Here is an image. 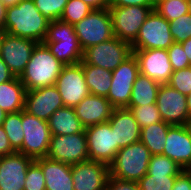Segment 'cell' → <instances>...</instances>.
I'll list each match as a JSON object with an SVG mask.
<instances>
[{"mask_svg":"<svg viewBox=\"0 0 191 190\" xmlns=\"http://www.w3.org/2000/svg\"><path fill=\"white\" fill-rule=\"evenodd\" d=\"M63 67L64 64L50 52L44 43H37L19 79L26 91L53 86Z\"/></svg>","mask_w":191,"mask_h":190,"instance_id":"cell-2","label":"cell"},{"mask_svg":"<svg viewBox=\"0 0 191 190\" xmlns=\"http://www.w3.org/2000/svg\"><path fill=\"white\" fill-rule=\"evenodd\" d=\"M35 161L42 168L46 190H73L71 165L47 157Z\"/></svg>","mask_w":191,"mask_h":190,"instance_id":"cell-23","label":"cell"},{"mask_svg":"<svg viewBox=\"0 0 191 190\" xmlns=\"http://www.w3.org/2000/svg\"><path fill=\"white\" fill-rule=\"evenodd\" d=\"M68 0H34L36 8L49 21L61 18Z\"/></svg>","mask_w":191,"mask_h":190,"instance_id":"cell-35","label":"cell"},{"mask_svg":"<svg viewBox=\"0 0 191 190\" xmlns=\"http://www.w3.org/2000/svg\"><path fill=\"white\" fill-rule=\"evenodd\" d=\"M139 74V63L134 53L112 71L107 99L114 108H126L129 105L133 83Z\"/></svg>","mask_w":191,"mask_h":190,"instance_id":"cell-10","label":"cell"},{"mask_svg":"<svg viewBox=\"0 0 191 190\" xmlns=\"http://www.w3.org/2000/svg\"><path fill=\"white\" fill-rule=\"evenodd\" d=\"M156 105L162 120L172 126L186 125L190 119L186 95L168 84L160 85Z\"/></svg>","mask_w":191,"mask_h":190,"instance_id":"cell-14","label":"cell"},{"mask_svg":"<svg viewBox=\"0 0 191 190\" xmlns=\"http://www.w3.org/2000/svg\"><path fill=\"white\" fill-rule=\"evenodd\" d=\"M176 176L146 173L137 183L140 190H172Z\"/></svg>","mask_w":191,"mask_h":190,"instance_id":"cell-33","label":"cell"},{"mask_svg":"<svg viewBox=\"0 0 191 190\" xmlns=\"http://www.w3.org/2000/svg\"><path fill=\"white\" fill-rule=\"evenodd\" d=\"M170 32L175 43H181L191 38V14H184L170 21Z\"/></svg>","mask_w":191,"mask_h":190,"instance_id":"cell-36","label":"cell"},{"mask_svg":"<svg viewBox=\"0 0 191 190\" xmlns=\"http://www.w3.org/2000/svg\"><path fill=\"white\" fill-rule=\"evenodd\" d=\"M113 109L107 98L92 94L86 96L74 107L75 114L85 128L107 122Z\"/></svg>","mask_w":191,"mask_h":190,"instance_id":"cell-22","label":"cell"},{"mask_svg":"<svg viewBox=\"0 0 191 190\" xmlns=\"http://www.w3.org/2000/svg\"><path fill=\"white\" fill-rule=\"evenodd\" d=\"M83 71L90 94L107 98L112 83V71L89 64H83Z\"/></svg>","mask_w":191,"mask_h":190,"instance_id":"cell-27","label":"cell"},{"mask_svg":"<svg viewBox=\"0 0 191 190\" xmlns=\"http://www.w3.org/2000/svg\"><path fill=\"white\" fill-rule=\"evenodd\" d=\"M92 10L93 9L82 0H68L60 20L75 25Z\"/></svg>","mask_w":191,"mask_h":190,"instance_id":"cell-32","label":"cell"},{"mask_svg":"<svg viewBox=\"0 0 191 190\" xmlns=\"http://www.w3.org/2000/svg\"><path fill=\"white\" fill-rule=\"evenodd\" d=\"M131 44L113 37L83 51L82 64L94 65L114 71L132 54Z\"/></svg>","mask_w":191,"mask_h":190,"instance_id":"cell-7","label":"cell"},{"mask_svg":"<svg viewBox=\"0 0 191 190\" xmlns=\"http://www.w3.org/2000/svg\"><path fill=\"white\" fill-rule=\"evenodd\" d=\"M155 10L169 22L189 13L187 0H155Z\"/></svg>","mask_w":191,"mask_h":190,"instance_id":"cell-31","label":"cell"},{"mask_svg":"<svg viewBox=\"0 0 191 190\" xmlns=\"http://www.w3.org/2000/svg\"><path fill=\"white\" fill-rule=\"evenodd\" d=\"M73 26L83 51L115 37L108 8L92 10L85 18Z\"/></svg>","mask_w":191,"mask_h":190,"instance_id":"cell-5","label":"cell"},{"mask_svg":"<svg viewBox=\"0 0 191 190\" xmlns=\"http://www.w3.org/2000/svg\"><path fill=\"white\" fill-rule=\"evenodd\" d=\"M25 86L19 77L0 84V108L8 113L24 110Z\"/></svg>","mask_w":191,"mask_h":190,"instance_id":"cell-25","label":"cell"},{"mask_svg":"<svg viewBox=\"0 0 191 190\" xmlns=\"http://www.w3.org/2000/svg\"><path fill=\"white\" fill-rule=\"evenodd\" d=\"M186 98H187V108H188V111H189V116L191 118V92H190V94H188L186 96Z\"/></svg>","mask_w":191,"mask_h":190,"instance_id":"cell-49","label":"cell"},{"mask_svg":"<svg viewBox=\"0 0 191 190\" xmlns=\"http://www.w3.org/2000/svg\"><path fill=\"white\" fill-rule=\"evenodd\" d=\"M188 1V11L191 14V0H187Z\"/></svg>","mask_w":191,"mask_h":190,"instance_id":"cell-53","label":"cell"},{"mask_svg":"<svg viewBox=\"0 0 191 190\" xmlns=\"http://www.w3.org/2000/svg\"><path fill=\"white\" fill-rule=\"evenodd\" d=\"M106 190H140L138 183L129 180H121L109 175Z\"/></svg>","mask_w":191,"mask_h":190,"instance_id":"cell-40","label":"cell"},{"mask_svg":"<svg viewBox=\"0 0 191 190\" xmlns=\"http://www.w3.org/2000/svg\"><path fill=\"white\" fill-rule=\"evenodd\" d=\"M4 34H5V30L2 27H0V45H1V41H2Z\"/></svg>","mask_w":191,"mask_h":190,"instance_id":"cell-52","label":"cell"},{"mask_svg":"<svg viewBox=\"0 0 191 190\" xmlns=\"http://www.w3.org/2000/svg\"><path fill=\"white\" fill-rule=\"evenodd\" d=\"M162 155L172 159L185 170L191 168V137L185 125L171 126L168 129Z\"/></svg>","mask_w":191,"mask_h":190,"instance_id":"cell-20","label":"cell"},{"mask_svg":"<svg viewBox=\"0 0 191 190\" xmlns=\"http://www.w3.org/2000/svg\"><path fill=\"white\" fill-rule=\"evenodd\" d=\"M22 128L24 131V139L22 148L18 152L34 160L47 157L51 140L48 121L39 119L23 110Z\"/></svg>","mask_w":191,"mask_h":190,"instance_id":"cell-8","label":"cell"},{"mask_svg":"<svg viewBox=\"0 0 191 190\" xmlns=\"http://www.w3.org/2000/svg\"><path fill=\"white\" fill-rule=\"evenodd\" d=\"M62 107L64 104L55 85L26 91L24 110L39 119L48 121Z\"/></svg>","mask_w":191,"mask_h":190,"instance_id":"cell-18","label":"cell"},{"mask_svg":"<svg viewBox=\"0 0 191 190\" xmlns=\"http://www.w3.org/2000/svg\"><path fill=\"white\" fill-rule=\"evenodd\" d=\"M47 158L68 165L89 161L85 132L51 135Z\"/></svg>","mask_w":191,"mask_h":190,"instance_id":"cell-11","label":"cell"},{"mask_svg":"<svg viewBox=\"0 0 191 190\" xmlns=\"http://www.w3.org/2000/svg\"><path fill=\"white\" fill-rule=\"evenodd\" d=\"M2 127L9 139L11 147L18 152L22 148L24 131L22 128V111L8 113Z\"/></svg>","mask_w":191,"mask_h":190,"instance_id":"cell-29","label":"cell"},{"mask_svg":"<svg viewBox=\"0 0 191 190\" xmlns=\"http://www.w3.org/2000/svg\"><path fill=\"white\" fill-rule=\"evenodd\" d=\"M170 87L176 89L183 95L191 92V66L172 72L169 82Z\"/></svg>","mask_w":191,"mask_h":190,"instance_id":"cell-37","label":"cell"},{"mask_svg":"<svg viewBox=\"0 0 191 190\" xmlns=\"http://www.w3.org/2000/svg\"><path fill=\"white\" fill-rule=\"evenodd\" d=\"M174 43L170 22L156 10H152L139 29L137 38L131 43L134 50L168 49Z\"/></svg>","mask_w":191,"mask_h":190,"instance_id":"cell-6","label":"cell"},{"mask_svg":"<svg viewBox=\"0 0 191 190\" xmlns=\"http://www.w3.org/2000/svg\"><path fill=\"white\" fill-rule=\"evenodd\" d=\"M16 152L9 142V139L3 129V127H0V157L9 155Z\"/></svg>","mask_w":191,"mask_h":190,"instance_id":"cell-43","label":"cell"},{"mask_svg":"<svg viewBox=\"0 0 191 190\" xmlns=\"http://www.w3.org/2000/svg\"><path fill=\"white\" fill-rule=\"evenodd\" d=\"M24 190H46L42 168L35 160L27 169Z\"/></svg>","mask_w":191,"mask_h":190,"instance_id":"cell-38","label":"cell"},{"mask_svg":"<svg viewBox=\"0 0 191 190\" xmlns=\"http://www.w3.org/2000/svg\"><path fill=\"white\" fill-rule=\"evenodd\" d=\"M43 43L64 65L77 64L83 59V50L74 31V26L60 19L49 21Z\"/></svg>","mask_w":191,"mask_h":190,"instance_id":"cell-3","label":"cell"},{"mask_svg":"<svg viewBox=\"0 0 191 190\" xmlns=\"http://www.w3.org/2000/svg\"><path fill=\"white\" fill-rule=\"evenodd\" d=\"M150 158L149 149L141 141L121 148L109 165L110 176L138 182L147 173Z\"/></svg>","mask_w":191,"mask_h":190,"instance_id":"cell-4","label":"cell"},{"mask_svg":"<svg viewBox=\"0 0 191 190\" xmlns=\"http://www.w3.org/2000/svg\"><path fill=\"white\" fill-rule=\"evenodd\" d=\"M108 122L114 132L115 144L119 145V150L140 141L141 127L129 109L114 108Z\"/></svg>","mask_w":191,"mask_h":190,"instance_id":"cell-21","label":"cell"},{"mask_svg":"<svg viewBox=\"0 0 191 190\" xmlns=\"http://www.w3.org/2000/svg\"><path fill=\"white\" fill-rule=\"evenodd\" d=\"M126 108L133 113L141 128L163 121L156 104Z\"/></svg>","mask_w":191,"mask_h":190,"instance_id":"cell-34","label":"cell"},{"mask_svg":"<svg viewBox=\"0 0 191 190\" xmlns=\"http://www.w3.org/2000/svg\"><path fill=\"white\" fill-rule=\"evenodd\" d=\"M172 190H191V171L183 169L175 178Z\"/></svg>","mask_w":191,"mask_h":190,"instance_id":"cell-41","label":"cell"},{"mask_svg":"<svg viewBox=\"0 0 191 190\" xmlns=\"http://www.w3.org/2000/svg\"><path fill=\"white\" fill-rule=\"evenodd\" d=\"M89 160L110 165L119 151L109 122L85 128Z\"/></svg>","mask_w":191,"mask_h":190,"instance_id":"cell-13","label":"cell"},{"mask_svg":"<svg viewBox=\"0 0 191 190\" xmlns=\"http://www.w3.org/2000/svg\"><path fill=\"white\" fill-rule=\"evenodd\" d=\"M181 45L191 65V38H188L187 40L181 42Z\"/></svg>","mask_w":191,"mask_h":190,"instance_id":"cell-46","label":"cell"},{"mask_svg":"<svg viewBox=\"0 0 191 190\" xmlns=\"http://www.w3.org/2000/svg\"><path fill=\"white\" fill-rule=\"evenodd\" d=\"M36 44L35 40L5 32L0 45V56L15 77H20L24 72Z\"/></svg>","mask_w":191,"mask_h":190,"instance_id":"cell-15","label":"cell"},{"mask_svg":"<svg viewBox=\"0 0 191 190\" xmlns=\"http://www.w3.org/2000/svg\"><path fill=\"white\" fill-rule=\"evenodd\" d=\"M7 113L0 108V127L2 126Z\"/></svg>","mask_w":191,"mask_h":190,"instance_id":"cell-50","label":"cell"},{"mask_svg":"<svg viewBox=\"0 0 191 190\" xmlns=\"http://www.w3.org/2000/svg\"><path fill=\"white\" fill-rule=\"evenodd\" d=\"M183 168L165 155H151L148 171L149 175H178Z\"/></svg>","mask_w":191,"mask_h":190,"instance_id":"cell-30","label":"cell"},{"mask_svg":"<svg viewBox=\"0 0 191 190\" xmlns=\"http://www.w3.org/2000/svg\"><path fill=\"white\" fill-rule=\"evenodd\" d=\"M84 3L89 5L93 10H100L108 8L109 0H82Z\"/></svg>","mask_w":191,"mask_h":190,"instance_id":"cell-45","label":"cell"},{"mask_svg":"<svg viewBox=\"0 0 191 190\" xmlns=\"http://www.w3.org/2000/svg\"><path fill=\"white\" fill-rule=\"evenodd\" d=\"M14 78H15V76L9 70L8 66L2 60V58L0 56V84L4 83V82H7V81H10V80H12Z\"/></svg>","mask_w":191,"mask_h":190,"instance_id":"cell-44","label":"cell"},{"mask_svg":"<svg viewBox=\"0 0 191 190\" xmlns=\"http://www.w3.org/2000/svg\"><path fill=\"white\" fill-rule=\"evenodd\" d=\"M171 126L160 121L141 128L140 141L149 149L151 155L163 154L168 129Z\"/></svg>","mask_w":191,"mask_h":190,"instance_id":"cell-28","label":"cell"},{"mask_svg":"<svg viewBox=\"0 0 191 190\" xmlns=\"http://www.w3.org/2000/svg\"><path fill=\"white\" fill-rule=\"evenodd\" d=\"M185 126H186V128L190 134V137H191V118L187 121Z\"/></svg>","mask_w":191,"mask_h":190,"instance_id":"cell-51","label":"cell"},{"mask_svg":"<svg viewBox=\"0 0 191 190\" xmlns=\"http://www.w3.org/2000/svg\"><path fill=\"white\" fill-rule=\"evenodd\" d=\"M147 6V7H155V0H109V6Z\"/></svg>","mask_w":191,"mask_h":190,"instance_id":"cell-42","label":"cell"},{"mask_svg":"<svg viewBox=\"0 0 191 190\" xmlns=\"http://www.w3.org/2000/svg\"><path fill=\"white\" fill-rule=\"evenodd\" d=\"M33 161L20 152L0 157V190H24L27 169Z\"/></svg>","mask_w":191,"mask_h":190,"instance_id":"cell-19","label":"cell"},{"mask_svg":"<svg viewBox=\"0 0 191 190\" xmlns=\"http://www.w3.org/2000/svg\"><path fill=\"white\" fill-rule=\"evenodd\" d=\"M73 190H106L109 165L99 161H85L71 165Z\"/></svg>","mask_w":191,"mask_h":190,"instance_id":"cell-16","label":"cell"},{"mask_svg":"<svg viewBox=\"0 0 191 190\" xmlns=\"http://www.w3.org/2000/svg\"><path fill=\"white\" fill-rule=\"evenodd\" d=\"M167 53L173 71L187 68L190 65L186 53L183 50L181 43H173L168 49Z\"/></svg>","mask_w":191,"mask_h":190,"instance_id":"cell-39","label":"cell"},{"mask_svg":"<svg viewBox=\"0 0 191 190\" xmlns=\"http://www.w3.org/2000/svg\"><path fill=\"white\" fill-rule=\"evenodd\" d=\"M5 16H6V6L0 0V27L2 28L4 27Z\"/></svg>","mask_w":191,"mask_h":190,"instance_id":"cell-47","label":"cell"},{"mask_svg":"<svg viewBox=\"0 0 191 190\" xmlns=\"http://www.w3.org/2000/svg\"><path fill=\"white\" fill-rule=\"evenodd\" d=\"M6 7L18 4L21 0H1Z\"/></svg>","mask_w":191,"mask_h":190,"instance_id":"cell-48","label":"cell"},{"mask_svg":"<svg viewBox=\"0 0 191 190\" xmlns=\"http://www.w3.org/2000/svg\"><path fill=\"white\" fill-rule=\"evenodd\" d=\"M48 126L51 135H67L85 132V127L78 119L72 107L64 106L57 109L48 119Z\"/></svg>","mask_w":191,"mask_h":190,"instance_id":"cell-24","label":"cell"},{"mask_svg":"<svg viewBox=\"0 0 191 190\" xmlns=\"http://www.w3.org/2000/svg\"><path fill=\"white\" fill-rule=\"evenodd\" d=\"M49 20L36 8L34 0H21L18 4L6 7L3 29L6 33L43 43Z\"/></svg>","mask_w":191,"mask_h":190,"instance_id":"cell-1","label":"cell"},{"mask_svg":"<svg viewBox=\"0 0 191 190\" xmlns=\"http://www.w3.org/2000/svg\"><path fill=\"white\" fill-rule=\"evenodd\" d=\"M114 36L130 44L137 38L139 29L155 7L147 6H108Z\"/></svg>","mask_w":191,"mask_h":190,"instance_id":"cell-9","label":"cell"},{"mask_svg":"<svg viewBox=\"0 0 191 190\" xmlns=\"http://www.w3.org/2000/svg\"><path fill=\"white\" fill-rule=\"evenodd\" d=\"M160 83L139 74L133 83L131 99L127 107L156 104Z\"/></svg>","mask_w":191,"mask_h":190,"instance_id":"cell-26","label":"cell"},{"mask_svg":"<svg viewBox=\"0 0 191 190\" xmlns=\"http://www.w3.org/2000/svg\"><path fill=\"white\" fill-rule=\"evenodd\" d=\"M133 53L138 60L140 74L160 84L169 82L173 69L166 49L134 50Z\"/></svg>","mask_w":191,"mask_h":190,"instance_id":"cell-17","label":"cell"},{"mask_svg":"<svg viewBox=\"0 0 191 190\" xmlns=\"http://www.w3.org/2000/svg\"><path fill=\"white\" fill-rule=\"evenodd\" d=\"M55 86L65 107L74 108L77 106L90 94L88 85L85 82L82 62L64 65Z\"/></svg>","mask_w":191,"mask_h":190,"instance_id":"cell-12","label":"cell"}]
</instances>
